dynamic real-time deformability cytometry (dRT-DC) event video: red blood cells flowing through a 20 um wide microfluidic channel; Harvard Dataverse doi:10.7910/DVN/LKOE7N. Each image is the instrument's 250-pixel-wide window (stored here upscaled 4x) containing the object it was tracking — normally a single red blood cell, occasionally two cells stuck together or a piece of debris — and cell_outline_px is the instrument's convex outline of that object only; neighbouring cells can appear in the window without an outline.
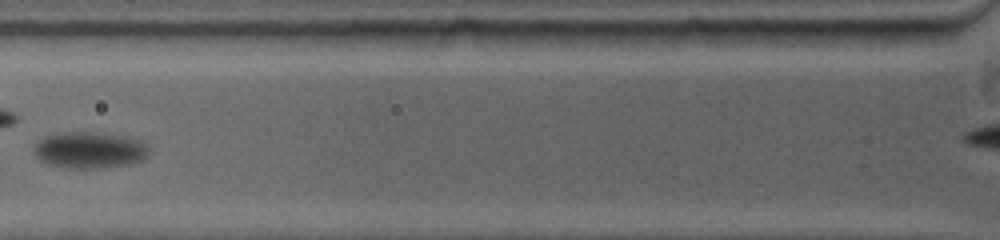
{"species": "common noctule bat (a hibernating species)", "species_latin": "Nyctalus noctula", "temperature_condition": "warm", "stored_images_in_passage": 9, "camera_frame_rate_fps": 5000, "um_per_image_px": 0.085, "animal": {"sex": "female", "body_mass_g": 19.0, "forearm_length_mm": 53.3}, "frame": {"image": 1, "passage_image": 4, "time_ms": 3.4, "image_size_px": [1000, 240], "cell_outline_px": [[140, 160], [124, 164], [96, 168], [72, 168], [52, 164], [44, 160], [40, 156], [40, 144], [44, 140], [56, 136], [76, 132], [104, 136], [120, 140], [132, 144], [140, 148]], "centroid_in_image_um": [7.46, 12.85], "position_along_channel_um": 118.3, "area_um2": 20.11}}
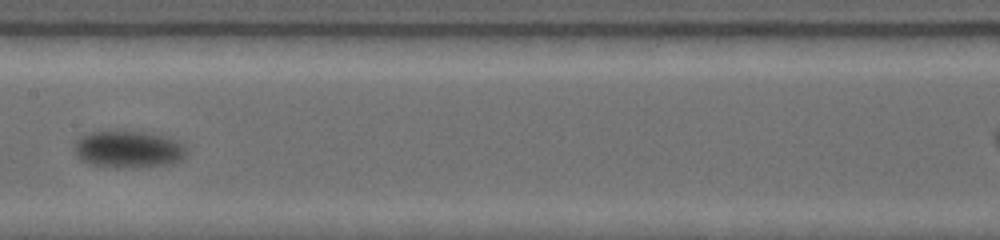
{"frame": {"image": 2, "passage_image": 7, "time_ms": 5.6, "image_size_px": [1000, 240], "cell_outline_px": [[180, 156], [164, 164], [128, 168], [96, 164], [80, 156], [76, 148], [88, 136], [100, 128], [124, 128], [152, 136], [164, 140], [180, 148]], "centroid_in_image_um": [10.74, 12.65], "position_along_channel_um": 196.7, "area_um2": 21.68}}
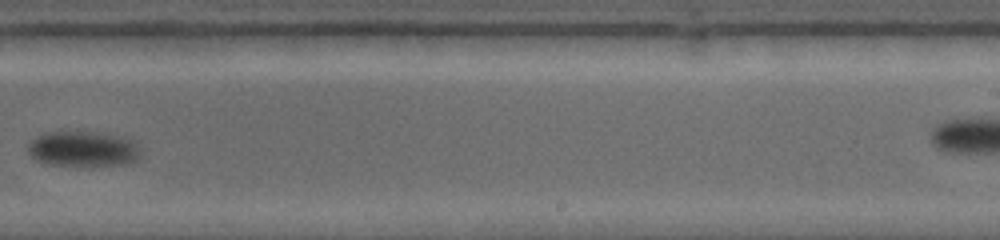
{"frame": {"image": 3, "passage_image": 9, "time_ms": 8.0, "image_size_px": [1000, 240], "cell_outline_px": [[136, 156], [132, 160], [124, 164], [52, 164], [40, 160], [32, 156], [28, 148], [40, 136], [48, 132], [88, 132], [108, 136], [120, 140], [128, 144], [132, 148]], "centroid_in_image_um": [6.87, 12.67], "position_along_channel_um": 282.1, "area_um2": 20.46}}